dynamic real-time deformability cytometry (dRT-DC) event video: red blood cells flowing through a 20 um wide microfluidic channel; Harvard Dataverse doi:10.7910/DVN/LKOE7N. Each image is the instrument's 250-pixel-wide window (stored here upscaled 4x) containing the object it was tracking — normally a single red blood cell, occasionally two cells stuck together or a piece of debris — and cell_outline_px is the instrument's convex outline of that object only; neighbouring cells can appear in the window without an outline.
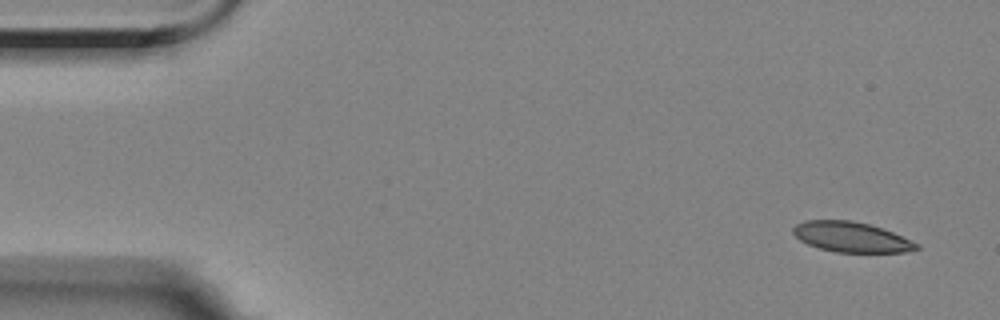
{"species": "Egyptian fruit bat (a non-hibernating species)", "species_latin": "Rousettus aegyptiacus", "temperature_condition": "room temperature", "stored_images_in_passage": 26, "camera_frame_rate_fps": 3000, "um_per_image_px": 0.085, "animal": {"sex": "female"}, "frame": {"image": 1, "passage_image": 1, "time_ms": 0.0, "image_size_px": [1000, 320], "cell_outline_px": [[920, 248], [908, 252], [836, 252], [820, 248], [808, 244], [800, 240], [792, 232], [792, 228], [796, 224], [804, 220], [852, 220], [884, 228], [920, 244]], "centroid_in_image_um": [72.38, 20.14], "position_along_channel_um": 12.6, "area_um2": 21.79}}
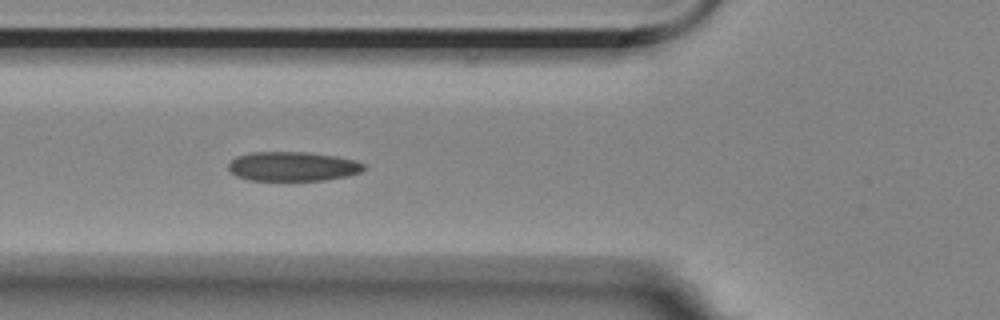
{"frame": {"image": 2, "passage_image": 18, "time_ms": 5.667, "image_size_px": [1000, 320], "cell_outline_px": [[368, 168], [360, 172], [348, 176], [324, 180], [248, 180], [236, 176], [228, 168], [228, 164], [236, 156], [248, 152], [308, 152], [336, 156], [356, 160], [368, 164]], "centroid_in_image_um": [24.93, 14.14], "position_along_channel_um": 100.9, "area_um2": 23.47}}
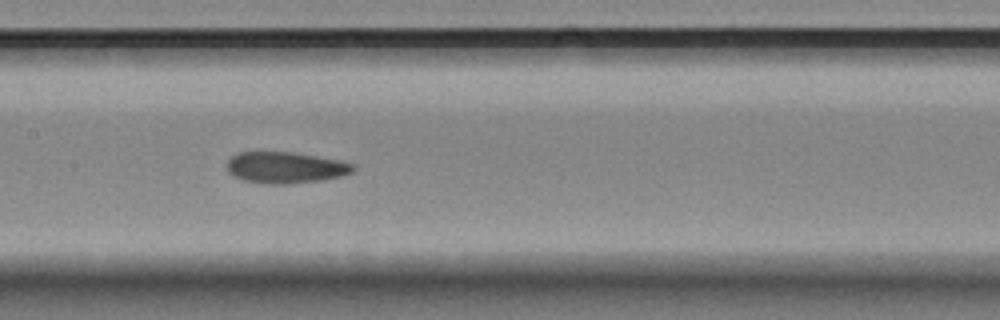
{"frame": {"image": 3, "passage_image": 25, "time_ms": 8.0, "image_size_px": [1000, 320], "cell_outline_px": [[356, 168], [352, 172], [340, 176], [324, 180], [288, 184], [264, 184], [244, 180], [228, 172], [228, 160], [236, 152], [292, 152], [316, 156], [336, 160], [352, 164]], "centroid_in_image_um": [24.25, 14.25], "position_along_channel_um": 183.2, "area_um2": 22.89}}